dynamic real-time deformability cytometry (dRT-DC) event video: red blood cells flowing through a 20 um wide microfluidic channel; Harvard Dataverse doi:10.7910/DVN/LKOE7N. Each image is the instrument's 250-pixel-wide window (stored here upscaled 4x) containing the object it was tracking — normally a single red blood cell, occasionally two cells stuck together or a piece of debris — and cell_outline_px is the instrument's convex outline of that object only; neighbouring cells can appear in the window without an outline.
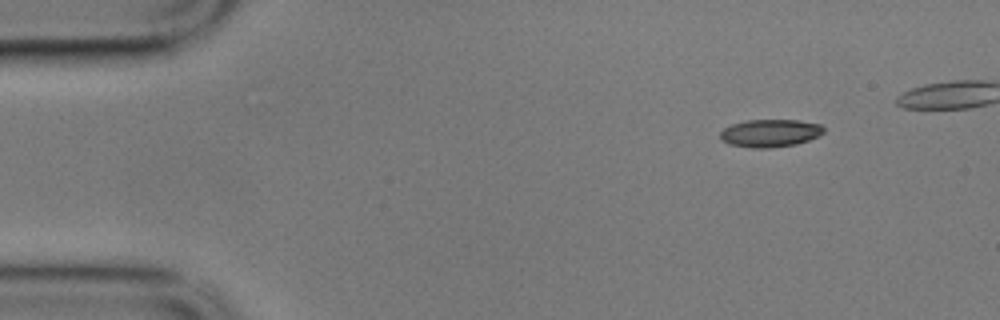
{"species": "common noctule bat (a hibernating species)", "species_latin": "Nyctalus noctula", "temperature_condition": "cold", "stored_images_in_passage": 5, "camera_frame_rate_fps": 3000, "um_per_image_px": 0.085, "animal": {"sex": "male", "body_mass_g": 17.9}, "frame": {"image": 1, "passage_image": 1, "time_ms": 0.0, "image_size_px": [1000, 320], "cell_outline_px": [[824, 132], [820, 136], [796, 144], [768, 148], [756, 148], [728, 144], [720, 140], [720, 132], [724, 128], [732, 124], [748, 120], [800, 120], [820, 124], [824, 128]], "centroid_in_image_um": [65.46, 11.31], "position_along_channel_um": 19.5, "area_um2": 16.76}}